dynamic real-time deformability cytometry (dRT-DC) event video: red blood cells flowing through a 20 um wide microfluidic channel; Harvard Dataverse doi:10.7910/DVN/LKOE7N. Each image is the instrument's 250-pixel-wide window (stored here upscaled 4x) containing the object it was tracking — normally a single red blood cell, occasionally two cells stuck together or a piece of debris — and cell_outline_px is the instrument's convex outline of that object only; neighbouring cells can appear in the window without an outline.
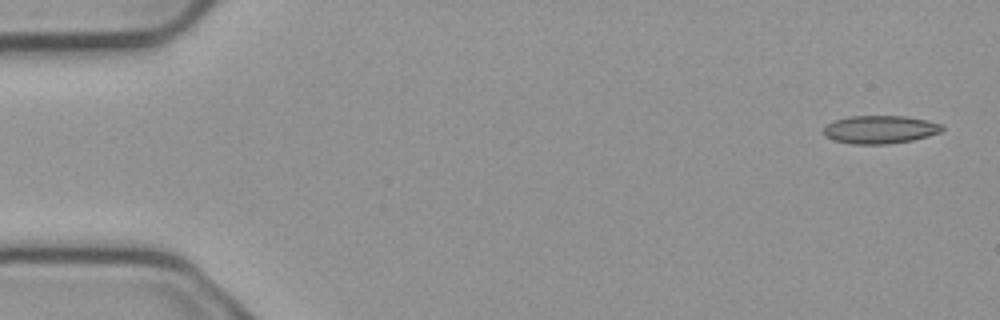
{"species": "common noctule bat (a hibernating species)", "species_latin": "Nyctalus noctula", "temperature_condition": "cold", "stored_images_in_passage": 6, "segment_of_instrument_passage": [1, 2], "camera_frame_rate_fps": 3000, "um_per_image_px": 0.085, "animal": {"sex": "male", "body_mass_g": 23.1, "forearm_length_mm": 52.7}, "frame": {"image": 1, "passage_image": 1, "time_ms": 0.0, "image_size_px": [1000, 320], "cell_outline_px": [[944, 128], [940, 132], [928, 136], [912, 140], [888, 144], [852, 144], [832, 140], [824, 136], [824, 128], [832, 120], [848, 116], [904, 116], [944, 124]], "centroid_in_image_um": [74.77, 11.01], "position_along_channel_um": 10.2, "area_um2": 19.48}}